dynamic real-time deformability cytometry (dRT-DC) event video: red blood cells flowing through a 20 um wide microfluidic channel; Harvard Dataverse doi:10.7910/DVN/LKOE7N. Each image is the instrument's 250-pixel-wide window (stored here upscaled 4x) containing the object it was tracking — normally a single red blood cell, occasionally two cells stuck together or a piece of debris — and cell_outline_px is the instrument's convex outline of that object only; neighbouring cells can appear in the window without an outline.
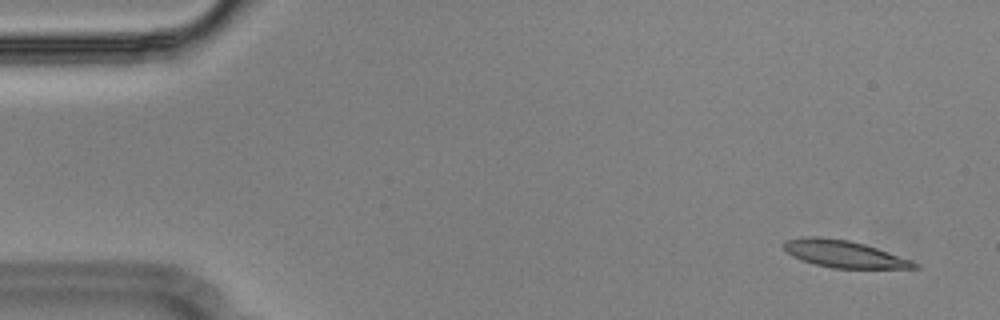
{"species": "Egyptian fruit bat (a non-hibernating species)", "species_latin": "Rousettus aegyptiacus", "temperature_condition": "cold", "stored_images_in_passage": 55, "camera_frame_rate_fps": 3000, "um_per_image_px": 0.085, "animal": {"sex": "male"}, "frame": {"image": 1, "passage_image": 3, "time_ms": 0.667, "image_size_px": [1000, 320], "cell_outline_px": [[920, 268], [832, 268], [800, 260], [792, 256], [784, 248], [784, 240], [808, 236], [816, 236], [848, 240], [864, 244], [912, 260], [920, 264]], "centroid_in_image_um": [71.74, 21.59], "position_along_channel_um": 13.3, "area_um2": 20.46}}
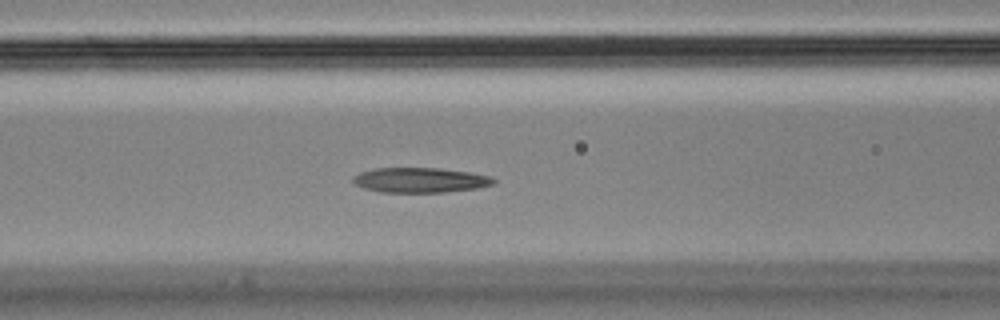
{"frame": {"image": 2, "passage_image": 22, "time_ms": 7.0, "image_size_px": [1000, 320], "cell_outline_px": [[496, 180], [492, 184], [476, 188], [444, 192], [380, 192], [364, 188], [356, 184], [352, 180], [360, 172], [376, 168], [436, 168], [468, 172], [492, 176]], "centroid_in_image_um": [35.72, 15.31], "position_along_channel_um": 130.9, "area_um2": 20.17}}
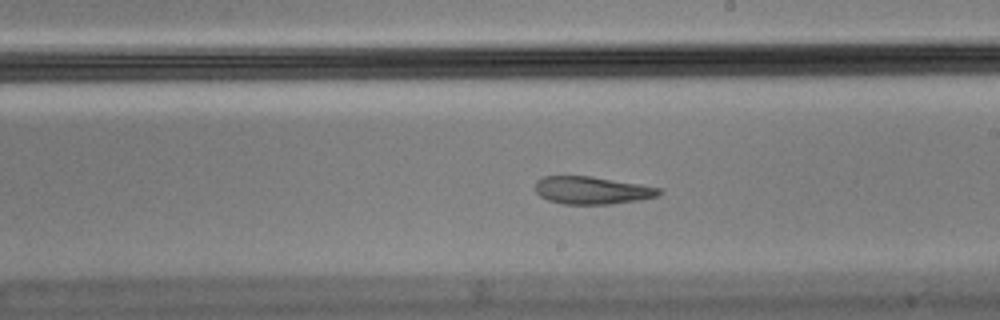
{"frame": {"image": 3, "passage_image": 31, "time_ms": 10.0, "image_size_px": [1000, 320], "cell_outline_px": [[660, 192], [656, 196], [640, 200], [612, 204], [564, 204], [548, 200], [540, 196], [536, 192], [536, 180], [544, 176], [592, 176], [660, 188]], "centroid_in_image_um": [50.28, 16.18], "position_along_channel_um": 238.7, "area_um2": 19.77}, "authors_computed_cell_mechanics": {"area_um2": 21.5594, "velocity_mm_per_s": 3.6, "shape_relaxation_time_tau1_ms": null, "shape_relaxation_time_tau2_ms": 4.0157, "deformation_change_tau1": null, "deformation_change_tau2": 0.0846}}